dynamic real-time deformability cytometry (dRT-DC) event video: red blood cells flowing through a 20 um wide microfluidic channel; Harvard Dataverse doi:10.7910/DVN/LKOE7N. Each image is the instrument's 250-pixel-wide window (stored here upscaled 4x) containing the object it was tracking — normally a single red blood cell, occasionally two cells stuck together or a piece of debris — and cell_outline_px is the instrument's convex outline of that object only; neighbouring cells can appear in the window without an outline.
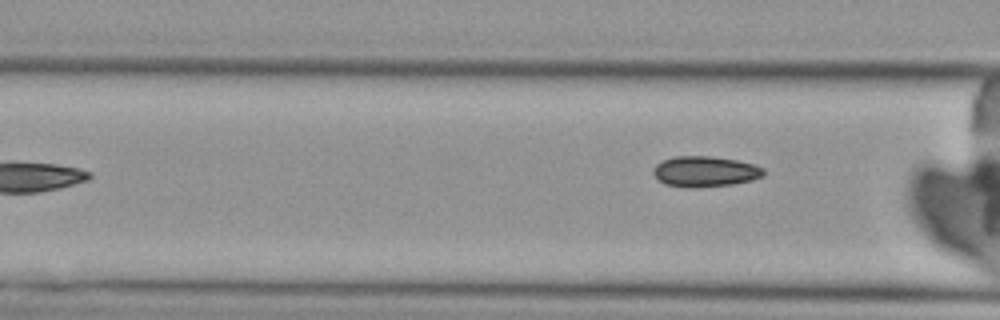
{"species": "Egyptian fruit bat (a non-hibernating species)", "species_latin": "Rousettus aegyptiacus", "temperature_condition": "cold", "stored_images_in_passage": 7, "camera_frame_rate_fps": 3000, "um_per_image_px": 0.085, "animal": {"sex": "female"}, "frame": {"image": 1, "passage_image": 7, "time_ms": 8.0, "image_size_px": [1000, 320], "cell_outline_px": [[764, 176], [752, 180], [732, 184], [692, 188], [688, 188], [664, 184], [656, 180], [652, 172], [652, 168], [656, 164], [672, 156], [712, 156], [736, 160], [756, 164], [764, 168]], "centroid_in_image_um": [59.9, 14.58], "position_along_channel_um": 106.7, "area_um2": 20.0}}